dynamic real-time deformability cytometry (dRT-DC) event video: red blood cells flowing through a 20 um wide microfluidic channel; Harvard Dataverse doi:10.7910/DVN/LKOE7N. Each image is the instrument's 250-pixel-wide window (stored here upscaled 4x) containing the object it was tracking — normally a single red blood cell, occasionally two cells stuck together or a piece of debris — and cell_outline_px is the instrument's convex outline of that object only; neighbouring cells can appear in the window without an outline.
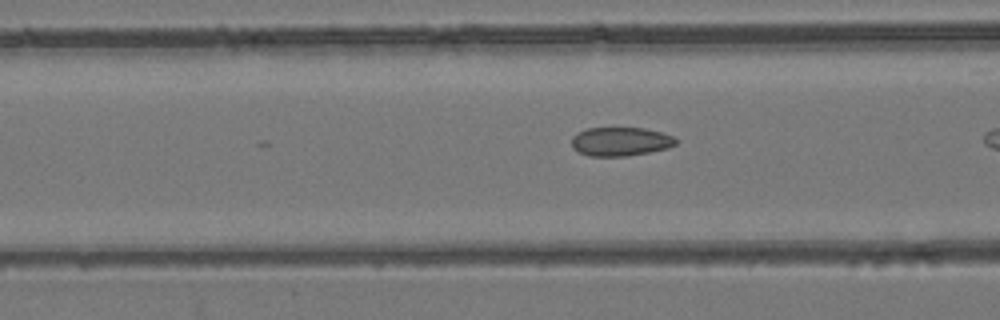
{"species": "common noctule bat (a hibernating species)", "species_latin": "Nyctalus noctula", "temperature_condition": "room temperature", "stored_images_in_passage": 6, "camera_frame_rate_fps": 3000, "um_per_image_px": 0.085, "animal": {"sex": "female", "body_mass_g": 24.6, "forearm_length_mm": 56.2}, "frame": {"image": 1, "passage_image": 4, "time_ms": 1.0, "image_size_px": [1000, 320], "cell_outline_px": [[680, 140], [676, 144], [668, 148], [628, 156], [588, 156], [572, 148], [572, 136], [576, 132], [588, 128], [644, 128], [660, 132], [672, 136]], "centroid_in_image_um": [52.73, 12.03], "position_along_channel_um": 113.9, "area_um2": 17.57}}